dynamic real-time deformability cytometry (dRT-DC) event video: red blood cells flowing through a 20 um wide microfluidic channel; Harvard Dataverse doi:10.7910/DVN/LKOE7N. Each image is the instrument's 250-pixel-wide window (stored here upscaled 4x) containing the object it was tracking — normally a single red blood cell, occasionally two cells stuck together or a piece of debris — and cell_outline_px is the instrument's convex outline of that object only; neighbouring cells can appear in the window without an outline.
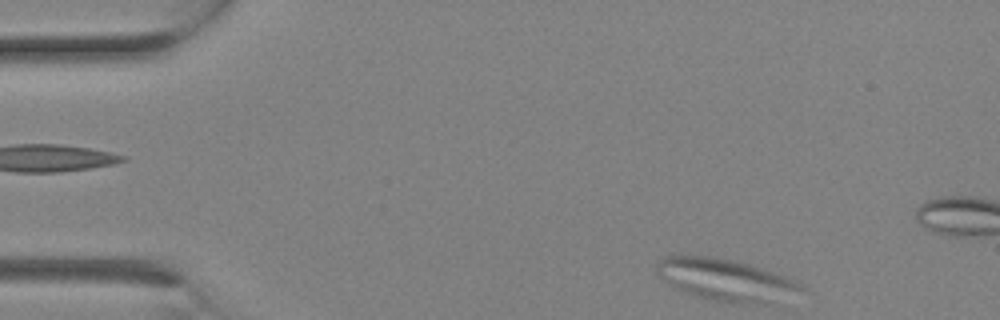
{"species": "Egyptian fruit bat (a non-hibernating species)", "species_latin": "Rousettus aegyptiacus", "temperature_condition": "room temperature", "stored_images_in_passage": 7, "segment_of_instrument_passage": [2, 2], "camera_frame_rate_fps": 3000, "um_per_image_px": 0.085, "animal": {"sex": "female"}, "frame": {"image": 1, "passage_image": 7, "time_ms": 2.0, "image_size_px": [1000, 320], "cell_outline_px": [[808, 288], [756, 304], [752, 304], [712, 300], [692, 296], [680, 292], [660, 276], [656, 272], [656, 268], [660, 260], [664, 256], [712, 256], [732, 260], [748, 264], [784, 276]], "centroid_in_image_um": [61.56, 23.76], "position_along_channel_um": 23.4, "area_um2": 34.22}}